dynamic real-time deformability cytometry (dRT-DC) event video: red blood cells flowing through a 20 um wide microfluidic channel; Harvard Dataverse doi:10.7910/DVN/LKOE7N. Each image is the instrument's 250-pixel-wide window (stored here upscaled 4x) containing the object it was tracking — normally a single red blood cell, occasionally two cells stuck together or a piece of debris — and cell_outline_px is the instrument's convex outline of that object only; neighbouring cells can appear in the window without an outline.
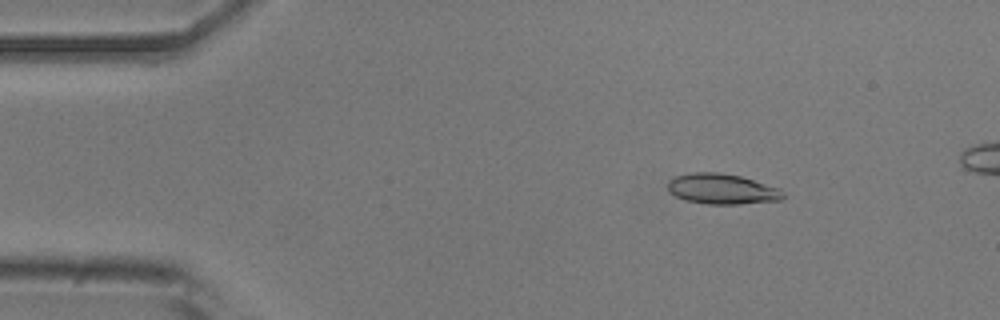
{"species": "common noctule bat (a hibernating species)", "species_latin": "Nyctalus noctula", "temperature_condition": "room temperature", "stored_images_in_passage": 6, "camera_frame_rate_fps": 3000, "um_per_image_px": 0.085, "animal": {"sex": "male", "body_mass_g": 20.5, "forearm_length_mm": 52.5}, "frame": {"image": 1, "passage_image": 3, "time_ms": 0.667, "image_size_px": [1000, 320], "cell_outline_px": [[784, 196], [780, 200], [740, 204], [708, 204], [684, 200], [668, 192], [668, 180], [676, 176], [692, 172], [720, 172], [740, 176], [780, 188], [784, 192]], "centroid_in_image_um": [61.35, 16.06], "position_along_channel_um": 23.6, "area_um2": 20.52}}